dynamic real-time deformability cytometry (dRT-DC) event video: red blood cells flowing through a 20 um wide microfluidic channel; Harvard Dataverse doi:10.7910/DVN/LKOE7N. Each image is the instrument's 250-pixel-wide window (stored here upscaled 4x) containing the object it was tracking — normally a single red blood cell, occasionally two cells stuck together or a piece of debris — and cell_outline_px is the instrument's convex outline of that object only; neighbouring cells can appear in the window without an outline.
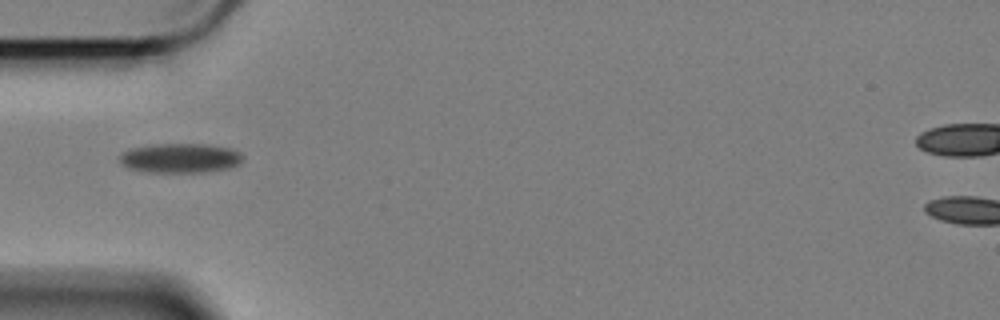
{"species": "Egyptian fruit bat (a non-hibernating species)", "species_latin": "Rousettus aegyptiacus", "temperature_condition": "cold", "stored_images_in_passage": 14, "camera_frame_rate_fps": 3000, "um_per_image_px": 0.085, "animal": {"sex": "female"}, "frame": {"image": 1, "passage_image": 1, "time_ms": 0.0, "image_size_px": [1000, 320], "cell_outline_px": [[244, 160], [240, 164], [228, 168], [204, 172], [148, 172], [128, 168], [120, 164], [120, 156], [124, 152], [132, 148], [156, 144], [208, 144], [232, 148], [240, 152], [244, 156]], "centroid_in_image_um": [15.37, 13.44], "position_along_channel_um": 69.6, "area_um2": 21.33}}
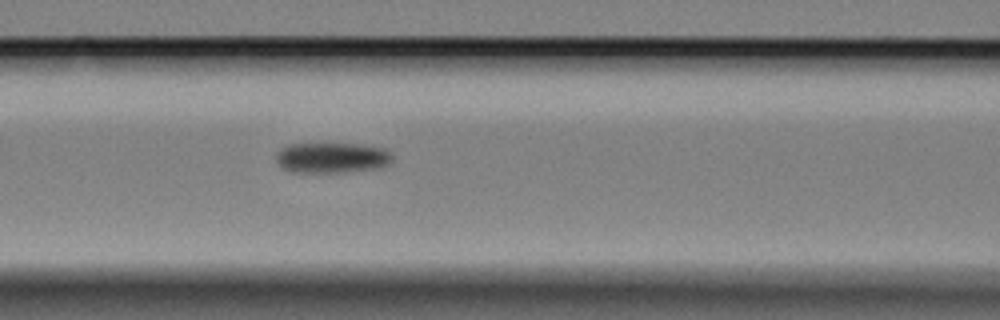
{"frame": {"image": 2, "passage_image": 7, "time_ms": 2.0, "image_size_px": [1000, 320], "cell_outline_px": [[392, 160], [388, 164], [380, 168], [336, 172], [292, 172], [284, 168], [276, 160], [276, 152], [280, 148], [288, 144], [364, 144], [388, 148], [392, 152]], "centroid_in_image_um": [28.26, 13.39], "position_along_channel_um": 138.3, "area_um2": 20.81}}
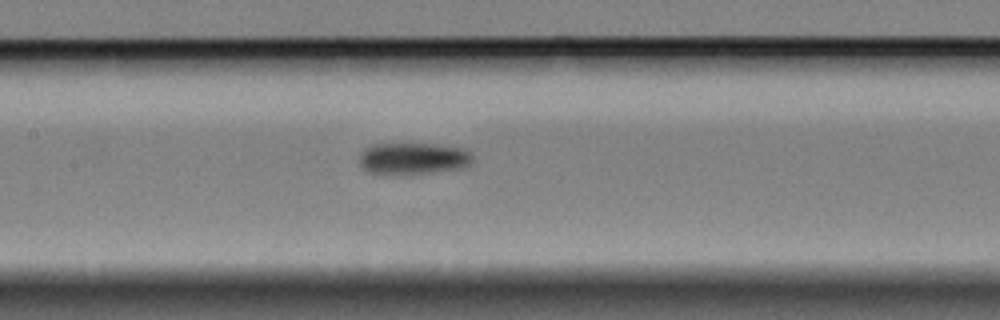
{"frame": {"image": 3, "passage_image": 10, "time_ms": 3.0, "image_size_px": [1000, 320], "cell_outline_px": [[472, 160], [464, 168], [428, 172], [368, 172], [360, 164], [360, 152], [364, 148], [372, 144], [436, 144], [464, 148], [472, 152]], "centroid_in_image_um": [35.15, 13.42], "position_along_channel_um": 172.2, "area_um2": 20.4}}